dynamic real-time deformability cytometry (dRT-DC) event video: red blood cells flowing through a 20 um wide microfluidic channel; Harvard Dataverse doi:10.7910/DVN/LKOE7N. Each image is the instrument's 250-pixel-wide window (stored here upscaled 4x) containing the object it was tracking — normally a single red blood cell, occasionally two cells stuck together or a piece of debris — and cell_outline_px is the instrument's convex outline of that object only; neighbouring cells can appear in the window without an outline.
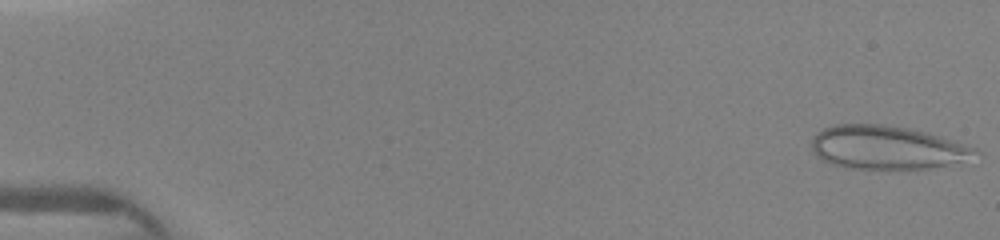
{"species": "human", "species_latin": "Homo sapiens", "temperature_condition": "warm", "stored_images_in_passage": 11, "camera_frame_rate_fps": 3000, "um_per_image_px": 0.085, "donor": {"sex": "female"}, "frame": {"image": 1, "passage_image": 1, "time_ms": 0.0, "image_size_px": [1000, 240], "cell_outline_px": [[980, 152], [960, 160], [928, 168], [848, 168], [832, 164], [816, 156], [812, 152], [812, 140], [824, 128], [836, 124], [880, 124], [908, 128], [924, 132], [976, 148]], "centroid_in_image_um": [75.29, 12.52], "position_along_channel_um": 9.7, "area_um2": 40.29}}
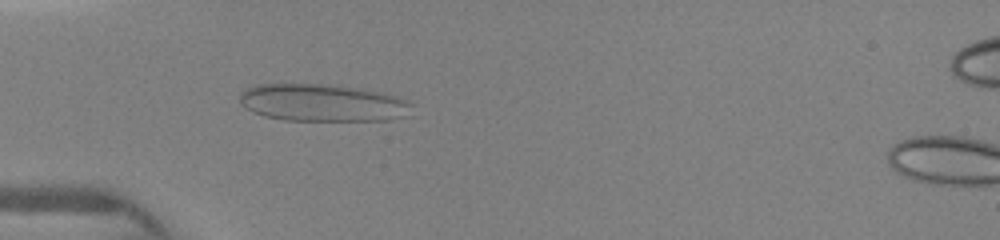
{"frame": {"image": 2, "passage_image": 11, "time_ms": 4.333, "image_size_px": [1000, 240], "cell_outline_px": [[412, 116], [392, 120], [284, 120], [264, 116], [252, 112], [240, 100], [240, 92], [256, 84], [320, 84], [360, 88], [380, 92], [396, 96], [408, 100], [412, 104]], "centroid_in_image_um": [27.49, 8.74], "position_along_channel_um": 57.5, "area_um2": 37.63}}